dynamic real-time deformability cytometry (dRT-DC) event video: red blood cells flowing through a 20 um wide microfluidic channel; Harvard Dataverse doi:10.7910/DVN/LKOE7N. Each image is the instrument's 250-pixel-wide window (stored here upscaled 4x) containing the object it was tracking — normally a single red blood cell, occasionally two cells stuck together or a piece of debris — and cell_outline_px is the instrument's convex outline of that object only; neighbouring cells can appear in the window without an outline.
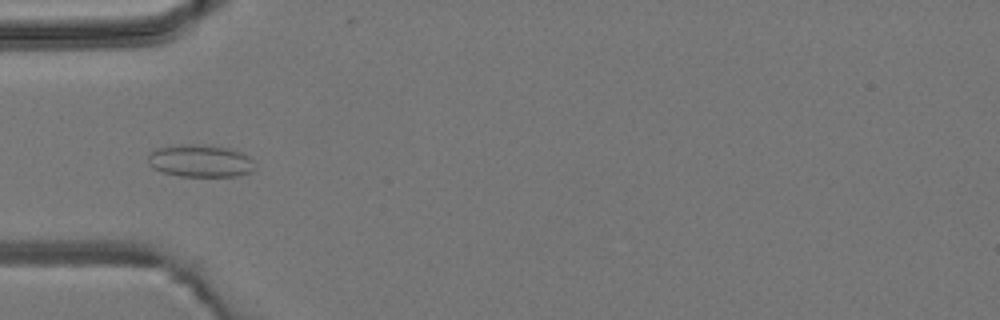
{"species": "common noctule bat (a hibernating species)", "species_latin": "Nyctalus noctula", "temperature_condition": "room temperature", "stored_images_in_passage": 3, "camera_frame_rate_fps": 3000, "um_per_image_px": 0.085, "animal": {"sex": "male", "body_mass_g": 19.2, "forearm_length_mm": 51.8}, "frame": {"image": 1, "passage_image": 3, "time_ms": 2.333, "image_size_px": [1000, 320], "cell_outline_px": [[256, 168], [252, 172], [236, 176], [180, 176], [160, 172], [152, 168], [148, 164], [148, 152], [156, 148], [180, 144], [204, 144], [232, 148], [248, 156], [252, 160]], "centroid_in_image_um": [17.0, 13.67], "position_along_channel_um": 68.0, "area_um2": 20.63}}